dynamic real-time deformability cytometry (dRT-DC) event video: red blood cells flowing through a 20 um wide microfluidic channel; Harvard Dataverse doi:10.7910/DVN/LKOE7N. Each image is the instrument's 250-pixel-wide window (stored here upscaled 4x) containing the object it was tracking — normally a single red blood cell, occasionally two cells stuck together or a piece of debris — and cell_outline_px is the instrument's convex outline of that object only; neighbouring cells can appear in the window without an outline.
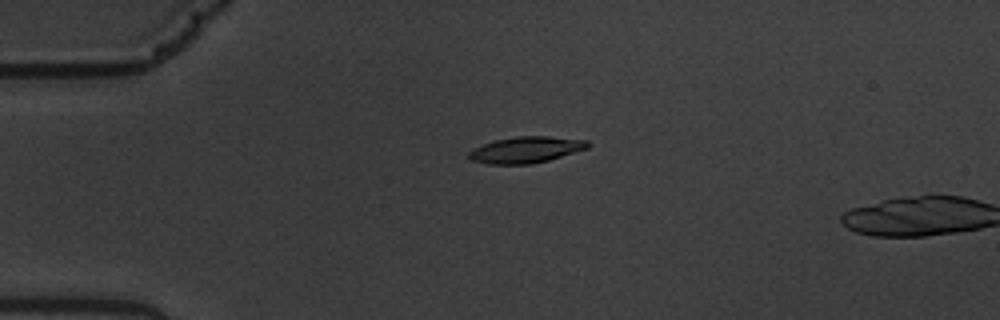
{"species": "common noctule bat (a hibernating species)", "species_latin": "Nyctalus noctula", "temperature_condition": "warm", "stored_images_in_passage": 3, "camera_frame_rate_fps": 3000, "um_per_image_px": 0.085, "animal": {"sex": "male", "body_mass_g": 19.5, "forearm_length_mm": 54.6}, "frame": {"image": 1, "passage_image": 1, "time_ms": 0.0, "image_size_px": [1000, 320], "cell_outline_px": [[588, 148], [548, 160], [528, 164], [488, 164], [472, 160], [468, 156], [468, 152], [484, 144], [496, 140], [516, 136], [548, 136], [588, 140]], "centroid_in_image_um": [44.71, 12.72], "position_along_channel_um": 40.3, "area_um2": 17.92}}